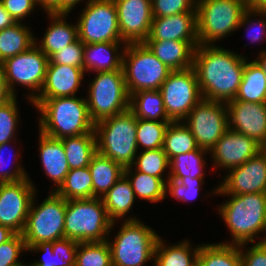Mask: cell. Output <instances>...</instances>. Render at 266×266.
<instances>
[{"mask_svg": "<svg viewBox=\"0 0 266 266\" xmlns=\"http://www.w3.org/2000/svg\"><path fill=\"white\" fill-rule=\"evenodd\" d=\"M246 56L218 45H198L194 51L203 99L227 103L235 98L242 80Z\"/></svg>", "mask_w": 266, "mask_h": 266, "instance_id": "1", "label": "cell"}, {"mask_svg": "<svg viewBox=\"0 0 266 266\" xmlns=\"http://www.w3.org/2000/svg\"><path fill=\"white\" fill-rule=\"evenodd\" d=\"M211 193L229 196V200L222 202L217 209L232 236L231 241L222 243L251 244L256 238L260 239L257 242H263V233H266V193L232 195L224 193L218 186ZM260 233L261 238L258 236Z\"/></svg>", "mask_w": 266, "mask_h": 266, "instance_id": "2", "label": "cell"}, {"mask_svg": "<svg viewBox=\"0 0 266 266\" xmlns=\"http://www.w3.org/2000/svg\"><path fill=\"white\" fill-rule=\"evenodd\" d=\"M31 103L40 112L38 131L48 137L62 139L94 131L86 97L34 99Z\"/></svg>", "mask_w": 266, "mask_h": 266, "instance_id": "3", "label": "cell"}, {"mask_svg": "<svg viewBox=\"0 0 266 266\" xmlns=\"http://www.w3.org/2000/svg\"><path fill=\"white\" fill-rule=\"evenodd\" d=\"M97 152L120 164L133 165L138 153L137 118L130 109L95 124Z\"/></svg>", "mask_w": 266, "mask_h": 266, "instance_id": "4", "label": "cell"}, {"mask_svg": "<svg viewBox=\"0 0 266 266\" xmlns=\"http://www.w3.org/2000/svg\"><path fill=\"white\" fill-rule=\"evenodd\" d=\"M102 198L66 200L64 238L82 242L107 241L113 226Z\"/></svg>", "mask_w": 266, "mask_h": 266, "instance_id": "5", "label": "cell"}, {"mask_svg": "<svg viewBox=\"0 0 266 266\" xmlns=\"http://www.w3.org/2000/svg\"><path fill=\"white\" fill-rule=\"evenodd\" d=\"M120 225L113 241L107 239L112 266H146L154 260V249L159 238L157 232L135 216H128Z\"/></svg>", "mask_w": 266, "mask_h": 266, "instance_id": "6", "label": "cell"}, {"mask_svg": "<svg viewBox=\"0 0 266 266\" xmlns=\"http://www.w3.org/2000/svg\"><path fill=\"white\" fill-rule=\"evenodd\" d=\"M249 6L243 0H197L196 20L199 45H215L237 31Z\"/></svg>", "mask_w": 266, "mask_h": 266, "instance_id": "7", "label": "cell"}, {"mask_svg": "<svg viewBox=\"0 0 266 266\" xmlns=\"http://www.w3.org/2000/svg\"><path fill=\"white\" fill-rule=\"evenodd\" d=\"M122 70L129 96L143 90H160L172 72L144 43L126 44Z\"/></svg>", "mask_w": 266, "mask_h": 266, "instance_id": "8", "label": "cell"}, {"mask_svg": "<svg viewBox=\"0 0 266 266\" xmlns=\"http://www.w3.org/2000/svg\"><path fill=\"white\" fill-rule=\"evenodd\" d=\"M89 81L87 106L94 124L129 109L130 96L123 70L97 72Z\"/></svg>", "mask_w": 266, "mask_h": 266, "instance_id": "9", "label": "cell"}, {"mask_svg": "<svg viewBox=\"0 0 266 266\" xmlns=\"http://www.w3.org/2000/svg\"><path fill=\"white\" fill-rule=\"evenodd\" d=\"M35 196L36 193L22 233L26 248L64 238L66 200L56 192H49L48 197L39 205Z\"/></svg>", "mask_w": 266, "mask_h": 266, "instance_id": "10", "label": "cell"}, {"mask_svg": "<svg viewBox=\"0 0 266 266\" xmlns=\"http://www.w3.org/2000/svg\"><path fill=\"white\" fill-rule=\"evenodd\" d=\"M48 63L49 58L34 44L27 51L6 59L0 65L11 93L16 97V84L27 87L30 92L26 99L30 103L43 87Z\"/></svg>", "mask_w": 266, "mask_h": 266, "instance_id": "11", "label": "cell"}, {"mask_svg": "<svg viewBox=\"0 0 266 266\" xmlns=\"http://www.w3.org/2000/svg\"><path fill=\"white\" fill-rule=\"evenodd\" d=\"M84 6L76 22L78 37L84 44L124 42L114 0H88Z\"/></svg>", "mask_w": 266, "mask_h": 266, "instance_id": "12", "label": "cell"}, {"mask_svg": "<svg viewBox=\"0 0 266 266\" xmlns=\"http://www.w3.org/2000/svg\"><path fill=\"white\" fill-rule=\"evenodd\" d=\"M160 92L168 118L183 121L202 99L195 69L172 71L162 83Z\"/></svg>", "mask_w": 266, "mask_h": 266, "instance_id": "13", "label": "cell"}, {"mask_svg": "<svg viewBox=\"0 0 266 266\" xmlns=\"http://www.w3.org/2000/svg\"><path fill=\"white\" fill-rule=\"evenodd\" d=\"M183 122L195 137L198 147L210 152L228 129L226 103L202 99Z\"/></svg>", "mask_w": 266, "mask_h": 266, "instance_id": "14", "label": "cell"}, {"mask_svg": "<svg viewBox=\"0 0 266 266\" xmlns=\"http://www.w3.org/2000/svg\"><path fill=\"white\" fill-rule=\"evenodd\" d=\"M36 192L29 177L18 182L0 183V224L22 234Z\"/></svg>", "mask_w": 266, "mask_h": 266, "instance_id": "15", "label": "cell"}, {"mask_svg": "<svg viewBox=\"0 0 266 266\" xmlns=\"http://www.w3.org/2000/svg\"><path fill=\"white\" fill-rule=\"evenodd\" d=\"M262 151V145L256 140L227 129L222 137L216 142L210 150L212 169L230 170L244 164L248 159Z\"/></svg>", "mask_w": 266, "mask_h": 266, "instance_id": "16", "label": "cell"}, {"mask_svg": "<svg viewBox=\"0 0 266 266\" xmlns=\"http://www.w3.org/2000/svg\"><path fill=\"white\" fill-rule=\"evenodd\" d=\"M218 187L226 194L266 193V151L228 170Z\"/></svg>", "mask_w": 266, "mask_h": 266, "instance_id": "17", "label": "cell"}, {"mask_svg": "<svg viewBox=\"0 0 266 266\" xmlns=\"http://www.w3.org/2000/svg\"><path fill=\"white\" fill-rule=\"evenodd\" d=\"M114 2L122 40L126 44L143 43L149 36L153 20L151 0H114Z\"/></svg>", "mask_w": 266, "mask_h": 266, "instance_id": "18", "label": "cell"}, {"mask_svg": "<svg viewBox=\"0 0 266 266\" xmlns=\"http://www.w3.org/2000/svg\"><path fill=\"white\" fill-rule=\"evenodd\" d=\"M228 129L260 143L266 142V103L235 101L226 103Z\"/></svg>", "mask_w": 266, "mask_h": 266, "instance_id": "19", "label": "cell"}, {"mask_svg": "<svg viewBox=\"0 0 266 266\" xmlns=\"http://www.w3.org/2000/svg\"><path fill=\"white\" fill-rule=\"evenodd\" d=\"M146 40L188 41L196 48L199 45L196 12L153 18Z\"/></svg>", "mask_w": 266, "mask_h": 266, "instance_id": "20", "label": "cell"}, {"mask_svg": "<svg viewBox=\"0 0 266 266\" xmlns=\"http://www.w3.org/2000/svg\"><path fill=\"white\" fill-rule=\"evenodd\" d=\"M84 76V68L48 64L43 87L35 99L75 96L82 86Z\"/></svg>", "mask_w": 266, "mask_h": 266, "instance_id": "21", "label": "cell"}, {"mask_svg": "<svg viewBox=\"0 0 266 266\" xmlns=\"http://www.w3.org/2000/svg\"><path fill=\"white\" fill-rule=\"evenodd\" d=\"M39 138V156L45 175L51 179L55 185L50 192H56L63 184L69 172L67 157L60 139L48 137L41 132Z\"/></svg>", "mask_w": 266, "mask_h": 266, "instance_id": "22", "label": "cell"}, {"mask_svg": "<svg viewBox=\"0 0 266 266\" xmlns=\"http://www.w3.org/2000/svg\"><path fill=\"white\" fill-rule=\"evenodd\" d=\"M143 43L171 71L193 67L195 47L188 41L145 40Z\"/></svg>", "mask_w": 266, "mask_h": 266, "instance_id": "23", "label": "cell"}, {"mask_svg": "<svg viewBox=\"0 0 266 266\" xmlns=\"http://www.w3.org/2000/svg\"><path fill=\"white\" fill-rule=\"evenodd\" d=\"M125 46V42L85 44L83 61L85 73L91 71L97 73L122 69V57Z\"/></svg>", "mask_w": 266, "mask_h": 266, "instance_id": "24", "label": "cell"}, {"mask_svg": "<svg viewBox=\"0 0 266 266\" xmlns=\"http://www.w3.org/2000/svg\"><path fill=\"white\" fill-rule=\"evenodd\" d=\"M51 19L44 36L35 38V45L49 58L52 54L61 51L67 45L79 39L77 24L67 23V14L47 13Z\"/></svg>", "mask_w": 266, "mask_h": 266, "instance_id": "25", "label": "cell"}, {"mask_svg": "<svg viewBox=\"0 0 266 266\" xmlns=\"http://www.w3.org/2000/svg\"><path fill=\"white\" fill-rule=\"evenodd\" d=\"M159 236L154 249L153 266H197L200 244L191 246L185 239L176 244H167Z\"/></svg>", "mask_w": 266, "mask_h": 266, "instance_id": "26", "label": "cell"}, {"mask_svg": "<svg viewBox=\"0 0 266 266\" xmlns=\"http://www.w3.org/2000/svg\"><path fill=\"white\" fill-rule=\"evenodd\" d=\"M78 244L76 240L62 238L29 246L27 251L43 254L42 259L33 262L37 266H75Z\"/></svg>", "mask_w": 266, "mask_h": 266, "instance_id": "27", "label": "cell"}, {"mask_svg": "<svg viewBox=\"0 0 266 266\" xmlns=\"http://www.w3.org/2000/svg\"><path fill=\"white\" fill-rule=\"evenodd\" d=\"M93 183V197L102 198L124 175V168L112 159L96 152L88 166Z\"/></svg>", "mask_w": 266, "mask_h": 266, "instance_id": "28", "label": "cell"}, {"mask_svg": "<svg viewBox=\"0 0 266 266\" xmlns=\"http://www.w3.org/2000/svg\"><path fill=\"white\" fill-rule=\"evenodd\" d=\"M104 207L112 222L123 221L135 203L136 197L128 178L123 175L102 197Z\"/></svg>", "mask_w": 266, "mask_h": 266, "instance_id": "29", "label": "cell"}, {"mask_svg": "<svg viewBox=\"0 0 266 266\" xmlns=\"http://www.w3.org/2000/svg\"><path fill=\"white\" fill-rule=\"evenodd\" d=\"M248 61V62H247ZM235 101L266 103V78L263 69L255 60H245L242 80Z\"/></svg>", "mask_w": 266, "mask_h": 266, "instance_id": "30", "label": "cell"}, {"mask_svg": "<svg viewBox=\"0 0 266 266\" xmlns=\"http://www.w3.org/2000/svg\"><path fill=\"white\" fill-rule=\"evenodd\" d=\"M129 109L137 119L172 122L166 114L160 90H143L131 94Z\"/></svg>", "mask_w": 266, "mask_h": 266, "instance_id": "31", "label": "cell"}, {"mask_svg": "<svg viewBox=\"0 0 266 266\" xmlns=\"http://www.w3.org/2000/svg\"><path fill=\"white\" fill-rule=\"evenodd\" d=\"M25 25L17 22L0 31V64L8 58L27 51L35 44L31 28Z\"/></svg>", "mask_w": 266, "mask_h": 266, "instance_id": "32", "label": "cell"}, {"mask_svg": "<svg viewBox=\"0 0 266 266\" xmlns=\"http://www.w3.org/2000/svg\"><path fill=\"white\" fill-rule=\"evenodd\" d=\"M60 140L63 143L70 170L89 166L92 156L97 152L95 131Z\"/></svg>", "mask_w": 266, "mask_h": 266, "instance_id": "33", "label": "cell"}, {"mask_svg": "<svg viewBox=\"0 0 266 266\" xmlns=\"http://www.w3.org/2000/svg\"><path fill=\"white\" fill-rule=\"evenodd\" d=\"M124 175L131 183L135 197L150 203H158L166 199V183L158 177H154L134 170L133 166L124 168Z\"/></svg>", "mask_w": 266, "mask_h": 266, "instance_id": "34", "label": "cell"}, {"mask_svg": "<svg viewBox=\"0 0 266 266\" xmlns=\"http://www.w3.org/2000/svg\"><path fill=\"white\" fill-rule=\"evenodd\" d=\"M197 266H241L240 245L221 242L201 244Z\"/></svg>", "mask_w": 266, "mask_h": 266, "instance_id": "35", "label": "cell"}, {"mask_svg": "<svg viewBox=\"0 0 266 266\" xmlns=\"http://www.w3.org/2000/svg\"><path fill=\"white\" fill-rule=\"evenodd\" d=\"M209 151L198 148L175 156L170 160L169 176L170 179L179 181L183 177L205 178V166L207 159L205 155Z\"/></svg>", "mask_w": 266, "mask_h": 266, "instance_id": "36", "label": "cell"}, {"mask_svg": "<svg viewBox=\"0 0 266 266\" xmlns=\"http://www.w3.org/2000/svg\"><path fill=\"white\" fill-rule=\"evenodd\" d=\"M195 137L184 122H171L164 137L163 150L169 161L175 156L198 149Z\"/></svg>", "mask_w": 266, "mask_h": 266, "instance_id": "37", "label": "cell"}, {"mask_svg": "<svg viewBox=\"0 0 266 266\" xmlns=\"http://www.w3.org/2000/svg\"><path fill=\"white\" fill-rule=\"evenodd\" d=\"M56 193L65 200L93 198V183L89 168L69 170Z\"/></svg>", "mask_w": 266, "mask_h": 266, "instance_id": "38", "label": "cell"}, {"mask_svg": "<svg viewBox=\"0 0 266 266\" xmlns=\"http://www.w3.org/2000/svg\"><path fill=\"white\" fill-rule=\"evenodd\" d=\"M132 166L136 167L134 169L137 171L161 178L165 183L170 178L168 171L170 169V161L163 148L141 150L140 153H137ZM166 170L168 174H166L167 177L165 178L164 173Z\"/></svg>", "mask_w": 266, "mask_h": 266, "instance_id": "39", "label": "cell"}, {"mask_svg": "<svg viewBox=\"0 0 266 266\" xmlns=\"http://www.w3.org/2000/svg\"><path fill=\"white\" fill-rule=\"evenodd\" d=\"M75 266H112L109 243L107 241L79 243Z\"/></svg>", "mask_w": 266, "mask_h": 266, "instance_id": "40", "label": "cell"}, {"mask_svg": "<svg viewBox=\"0 0 266 266\" xmlns=\"http://www.w3.org/2000/svg\"><path fill=\"white\" fill-rule=\"evenodd\" d=\"M170 123L137 119L136 141L138 151H141L142 148V150L163 148L165 133Z\"/></svg>", "mask_w": 266, "mask_h": 266, "instance_id": "41", "label": "cell"}, {"mask_svg": "<svg viewBox=\"0 0 266 266\" xmlns=\"http://www.w3.org/2000/svg\"><path fill=\"white\" fill-rule=\"evenodd\" d=\"M204 179L187 176L177 181L169 178L166 182V194H170V196L179 201L190 202L198 196L204 184Z\"/></svg>", "mask_w": 266, "mask_h": 266, "instance_id": "42", "label": "cell"}, {"mask_svg": "<svg viewBox=\"0 0 266 266\" xmlns=\"http://www.w3.org/2000/svg\"><path fill=\"white\" fill-rule=\"evenodd\" d=\"M16 98L0 105V145L17 140L16 131L20 118Z\"/></svg>", "mask_w": 266, "mask_h": 266, "instance_id": "43", "label": "cell"}, {"mask_svg": "<svg viewBox=\"0 0 266 266\" xmlns=\"http://www.w3.org/2000/svg\"><path fill=\"white\" fill-rule=\"evenodd\" d=\"M258 16L259 18H256ZM254 19L253 21V18ZM247 25V29L245 28ZM244 27L245 31H248L247 36H249V40H251V43L254 42H261L265 40L266 38V14L261 13L254 7H249L242 15L240 24L238 26V29ZM254 29V30H253ZM251 32H250V31Z\"/></svg>", "mask_w": 266, "mask_h": 266, "instance_id": "44", "label": "cell"}, {"mask_svg": "<svg viewBox=\"0 0 266 266\" xmlns=\"http://www.w3.org/2000/svg\"><path fill=\"white\" fill-rule=\"evenodd\" d=\"M197 0H151L153 18L196 12Z\"/></svg>", "mask_w": 266, "mask_h": 266, "instance_id": "45", "label": "cell"}, {"mask_svg": "<svg viewBox=\"0 0 266 266\" xmlns=\"http://www.w3.org/2000/svg\"><path fill=\"white\" fill-rule=\"evenodd\" d=\"M17 140L15 141H9L6 143H3L0 145V183H7V182H18L21 181L23 179H26L29 177L28 173L26 172V169H24L23 165H21L20 162H16V160L21 161V157L19 156V153H13V157H14V161L11 162V164H13L14 168H9L8 170H5V167H7V162L8 158L4 157V151H7V147L8 145H11V142L16 143ZM12 150V149H11ZM11 152L9 151L8 154H10ZM15 154V155H14ZM6 159V160H4ZM13 160V159H12ZM16 162V164H15ZM5 166V167H4ZM10 167V166H9Z\"/></svg>", "mask_w": 266, "mask_h": 266, "instance_id": "46", "label": "cell"}, {"mask_svg": "<svg viewBox=\"0 0 266 266\" xmlns=\"http://www.w3.org/2000/svg\"><path fill=\"white\" fill-rule=\"evenodd\" d=\"M85 44L78 39L49 57L48 64H61L83 68Z\"/></svg>", "mask_w": 266, "mask_h": 266, "instance_id": "47", "label": "cell"}, {"mask_svg": "<svg viewBox=\"0 0 266 266\" xmlns=\"http://www.w3.org/2000/svg\"><path fill=\"white\" fill-rule=\"evenodd\" d=\"M27 251L22 234H15L7 242L0 244V266H22L20 254Z\"/></svg>", "mask_w": 266, "mask_h": 266, "instance_id": "48", "label": "cell"}, {"mask_svg": "<svg viewBox=\"0 0 266 266\" xmlns=\"http://www.w3.org/2000/svg\"><path fill=\"white\" fill-rule=\"evenodd\" d=\"M248 244H240L241 266H266V243L253 242L252 247L244 248Z\"/></svg>", "mask_w": 266, "mask_h": 266, "instance_id": "49", "label": "cell"}, {"mask_svg": "<svg viewBox=\"0 0 266 266\" xmlns=\"http://www.w3.org/2000/svg\"><path fill=\"white\" fill-rule=\"evenodd\" d=\"M5 10L15 19L23 23L25 17L35 11L36 0H0Z\"/></svg>", "mask_w": 266, "mask_h": 266, "instance_id": "50", "label": "cell"}, {"mask_svg": "<svg viewBox=\"0 0 266 266\" xmlns=\"http://www.w3.org/2000/svg\"><path fill=\"white\" fill-rule=\"evenodd\" d=\"M15 96L8 88L4 71L0 65V105H3L13 99Z\"/></svg>", "mask_w": 266, "mask_h": 266, "instance_id": "51", "label": "cell"}, {"mask_svg": "<svg viewBox=\"0 0 266 266\" xmlns=\"http://www.w3.org/2000/svg\"><path fill=\"white\" fill-rule=\"evenodd\" d=\"M37 6L41 7L45 13L60 14V0H36Z\"/></svg>", "mask_w": 266, "mask_h": 266, "instance_id": "52", "label": "cell"}, {"mask_svg": "<svg viewBox=\"0 0 266 266\" xmlns=\"http://www.w3.org/2000/svg\"><path fill=\"white\" fill-rule=\"evenodd\" d=\"M17 23L0 3V31Z\"/></svg>", "mask_w": 266, "mask_h": 266, "instance_id": "53", "label": "cell"}, {"mask_svg": "<svg viewBox=\"0 0 266 266\" xmlns=\"http://www.w3.org/2000/svg\"><path fill=\"white\" fill-rule=\"evenodd\" d=\"M83 1L85 0H60V14L69 15V13L74 10L75 6Z\"/></svg>", "mask_w": 266, "mask_h": 266, "instance_id": "54", "label": "cell"}, {"mask_svg": "<svg viewBox=\"0 0 266 266\" xmlns=\"http://www.w3.org/2000/svg\"><path fill=\"white\" fill-rule=\"evenodd\" d=\"M16 233L12 231L9 227L0 224V244L7 242Z\"/></svg>", "mask_w": 266, "mask_h": 266, "instance_id": "55", "label": "cell"}, {"mask_svg": "<svg viewBox=\"0 0 266 266\" xmlns=\"http://www.w3.org/2000/svg\"><path fill=\"white\" fill-rule=\"evenodd\" d=\"M254 60L263 69L266 78V50H261L258 54V57H256Z\"/></svg>", "mask_w": 266, "mask_h": 266, "instance_id": "56", "label": "cell"}, {"mask_svg": "<svg viewBox=\"0 0 266 266\" xmlns=\"http://www.w3.org/2000/svg\"><path fill=\"white\" fill-rule=\"evenodd\" d=\"M261 13L266 14V0H259L257 4L254 6Z\"/></svg>", "mask_w": 266, "mask_h": 266, "instance_id": "57", "label": "cell"}, {"mask_svg": "<svg viewBox=\"0 0 266 266\" xmlns=\"http://www.w3.org/2000/svg\"><path fill=\"white\" fill-rule=\"evenodd\" d=\"M249 7H254L259 0H243Z\"/></svg>", "mask_w": 266, "mask_h": 266, "instance_id": "58", "label": "cell"}, {"mask_svg": "<svg viewBox=\"0 0 266 266\" xmlns=\"http://www.w3.org/2000/svg\"><path fill=\"white\" fill-rule=\"evenodd\" d=\"M262 150L266 151V142L263 144Z\"/></svg>", "mask_w": 266, "mask_h": 266, "instance_id": "59", "label": "cell"}, {"mask_svg": "<svg viewBox=\"0 0 266 266\" xmlns=\"http://www.w3.org/2000/svg\"><path fill=\"white\" fill-rule=\"evenodd\" d=\"M263 242L266 243V233L264 234V240H263Z\"/></svg>", "mask_w": 266, "mask_h": 266, "instance_id": "60", "label": "cell"}, {"mask_svg": "<svg viewBox=\"0 0 266 266\" xmlns=\"http://www.w3.org/2000/svg\"><path fill=\"white\" fill-rule=\"evenodd\" d=\"M26 266H37V265H34L33 263H30V264H28Z\"/></svg>", "mask_w": 266, "mask_h": 266, "instance_id": "61", "label": "cell"}]
</instances>
